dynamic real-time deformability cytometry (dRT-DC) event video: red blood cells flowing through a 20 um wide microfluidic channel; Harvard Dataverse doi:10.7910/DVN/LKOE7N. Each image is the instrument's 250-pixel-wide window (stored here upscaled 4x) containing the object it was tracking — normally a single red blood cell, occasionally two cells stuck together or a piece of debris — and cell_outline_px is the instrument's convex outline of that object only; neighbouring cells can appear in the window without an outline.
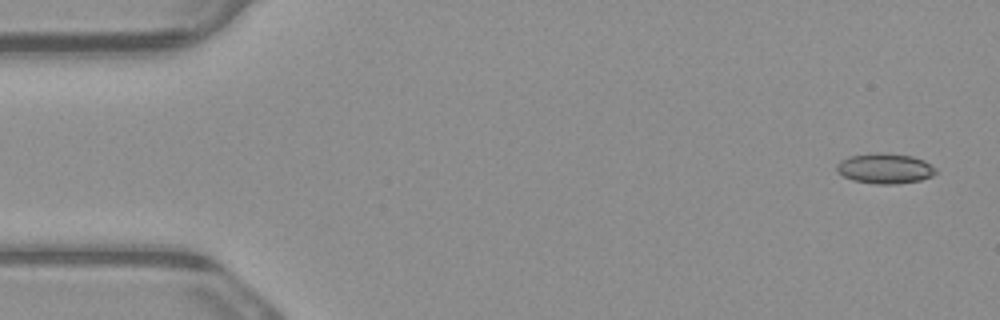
{"species": "common noctule bat (a hibernating species)", "species_latin": "Nyctalus noctula", "temperature_condition": "warm", "stored_images_in_passage": 5, "camera_frame_rate_fps": 3000, "um_per_image_px": 0.085, "animal": {"sex": "male", "body_mass_g": 23.1, "forearm_length_mm": 52.7}, "frame": {"image": 1, "passage_image": 1, "time_ms": 0.0, "image_size_px": [1000, 320], "cell_outline_px": [[936, 172], [932, 176], [920, 180], [896, 184], [876, 184], [852, 180], [844, 176], [836, 168], [836, 164], [840, 160], [848, 156], [872, 152], [884, 152], [912, 156], [924, 160], [936, 168]], "centroid_in_image_um": [75.21, 14.3], "position_along_channel_um": 9.8, "area_um2": 17.63}}
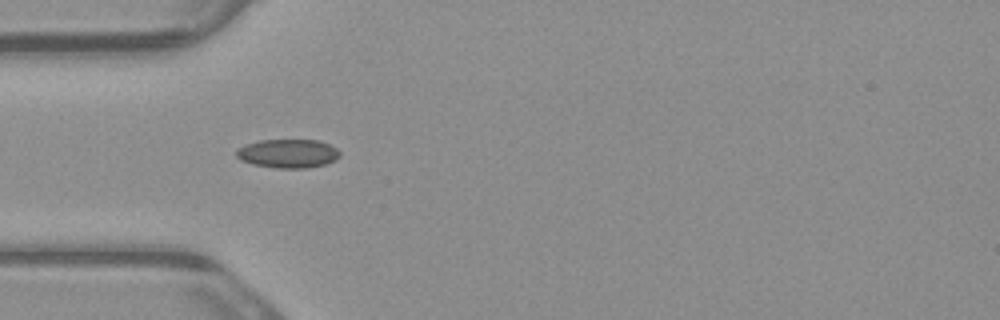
{"frame": {"image": 2, "passage_image": 4, "time_ms": 1.0, "image_size_px": [1000, 320], "cell_outline_px": [[340, 156], [336, 160], [324, 164], [308, 168], [276, 168], [252, 164], [240, 160], [236, 156], [236, 152], [240, 148], [248, 144], [260, 140], [320, 140], [336, 148], [340, 152]], "centroid_in_image_um": [24.5, 13.05], "position_along_channel_um": 60.5, "area_um2": 17.28}}
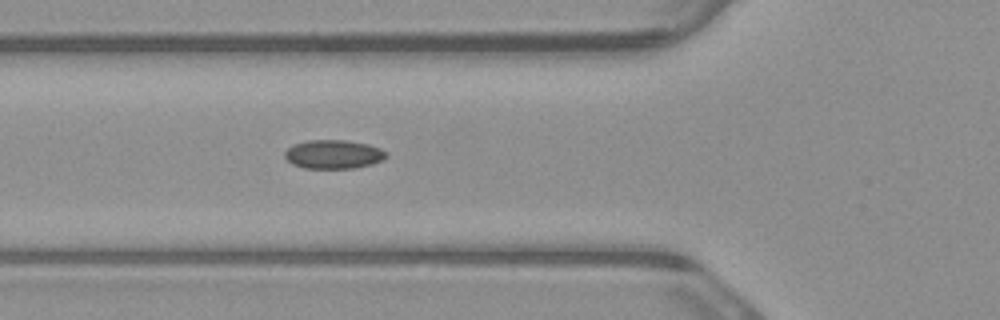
{"frame": {"image": 3, "passage_image": 5, "time_ms": 1.333, "image_size_px": [1000, 320], "cell_outline_px": [[388, 156], [372, 164], [356, 168], [304, 168], [292, 164], [284, 156], [284, 152], [292, 144], [308, 140], [344, 140], [368, 144], [380, 148], [388, 152]], "centroid_in_image_um": [28.34, 13.11], "position_along_channel_um": 97.5, "area_um2": 17.11}}